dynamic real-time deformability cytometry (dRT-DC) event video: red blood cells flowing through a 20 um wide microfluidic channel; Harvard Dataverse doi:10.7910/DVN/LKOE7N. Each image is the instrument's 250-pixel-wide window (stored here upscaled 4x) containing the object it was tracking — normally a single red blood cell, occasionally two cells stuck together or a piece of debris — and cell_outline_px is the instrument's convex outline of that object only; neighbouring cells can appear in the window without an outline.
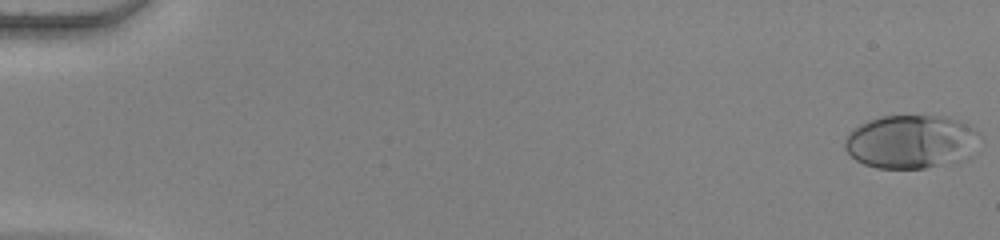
{"species": "human", "species_latin": "Homo sapiens", "temperature_condition": "warm", "stored_images_in_passage": 54, "camera_frame_rate_fps": 3000, "um_per_image_px": 0.085, "donor": {"sex": "female"}, "frame": {"image": 1, "passage_image": 1, "time_ms": 0.0, "image_size_px": [1000, 240], "cell_outline_px": [[976, 132], [972, 156], [968, 160], [956, 164], [924, 168], [876, 168], [864, 164], [856, 160], [844, 148], [844, 140], [848, 132], [860, 124], [868, 120], [880, 116], [948, 116], [960, 120], [968, 124]], "centroid_in_image_um": [77.43, 12.06], "position_along_channel_um": 7.6, "area_um2": 42.54}}
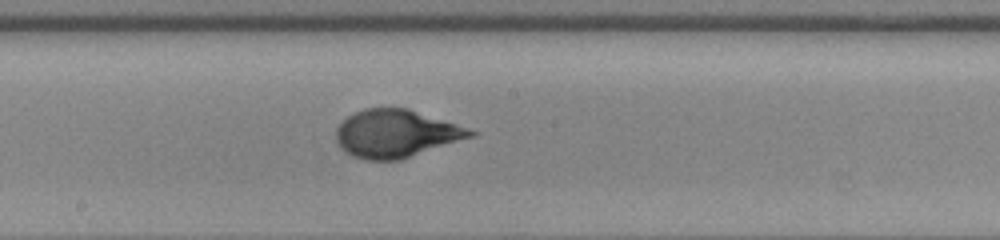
{"frame": {"image": 2, "passage_image": 31, "time_ms": 10.0, "image_size_px": [1000, 240], "cell_outline_px": [[480, 132], [476, 136], [400, 160], [364, 160], [352, 156], [336, 140], [336, 128], [348, 116], [364, 108], [408, 108]], "centroid_in_image_um": [33.71, 11.36], "position_along_channel_um": 214.5, "area_um2": 37.28}}
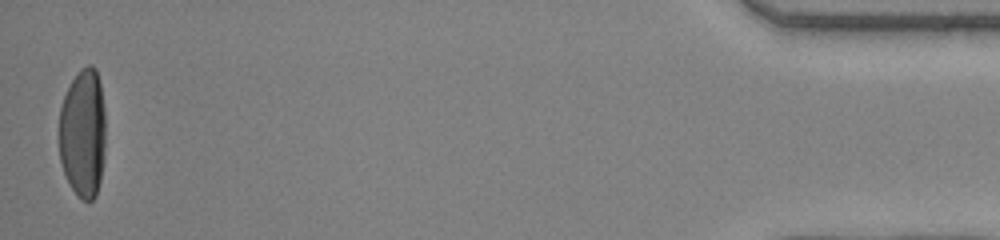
{"frame": {"image": 3, "passage_image": 54, "time_ms": 17.667, "image_size_px": [1000, 240], "cell_outline_px": [[104, 160], [100, 180], [96, 196], [92, 200], [80, 200], [72, 188], [64, 172], [60, 160], [60, 108], [64, 96], [72, 80], [80, 68], [88, 64], [92, 64], [96, 68], [100, 84], [104, 108]], "centroid_in_image_um": [7.06, 11.31], "position_along_channel_um": 428.1, "area_um2": 34.97}, "authors_computed_cell_mechanics": {"area_um2": 37.57, "velocity_mm_per_s": 3.8609, "shape_relaxation_time_tau1_ms": 6.4538, "shape_relaxation_time_tau2_ms": null, "deformation_change_tau1": 0.284, "deformation_change_tau2": null}}